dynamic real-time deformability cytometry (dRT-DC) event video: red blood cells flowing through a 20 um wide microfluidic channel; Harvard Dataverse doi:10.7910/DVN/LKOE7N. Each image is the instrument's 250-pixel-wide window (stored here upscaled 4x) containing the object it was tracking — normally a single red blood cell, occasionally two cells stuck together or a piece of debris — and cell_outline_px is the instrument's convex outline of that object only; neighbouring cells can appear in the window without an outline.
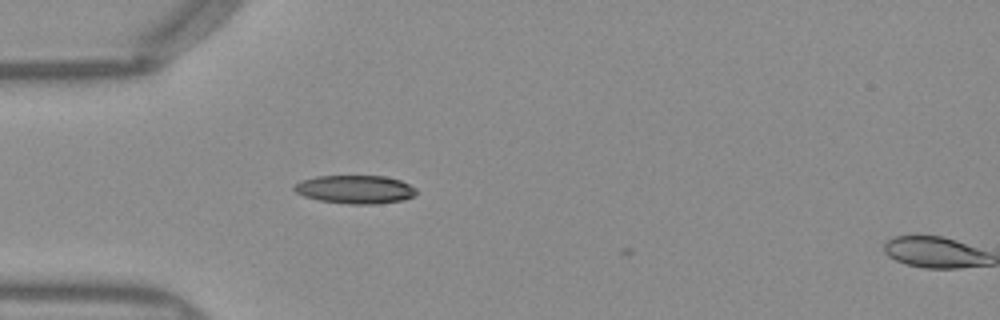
{"species": "Egyptian fruit bat (a non-hibernating species)", "species_latin": "Rousettus aegyptiacus", "temperature_condition": "warm", "stored_images_in_passage": 2, "camera_frame_rate_fps": 3000, "um_per_image_px": 0.085, "frame": {"image": 1, "passage_image": 1, "time_ms": 0.0, "image_size_px": [1000, 320], "cell_outline_px": [[416, 192], [412, 196], [404, 200], [376, 204], [348, 204], [320, 200], [304, 196], [296, 192], [292, 188], [296, 184], [304, 180], [316, 176], [384, 176], [400, 180], [416, 188]], "centroid_in_image_um": [30.2, 16.1], "position_along_channel_um": 54.8, "area_um2": 20.0}}